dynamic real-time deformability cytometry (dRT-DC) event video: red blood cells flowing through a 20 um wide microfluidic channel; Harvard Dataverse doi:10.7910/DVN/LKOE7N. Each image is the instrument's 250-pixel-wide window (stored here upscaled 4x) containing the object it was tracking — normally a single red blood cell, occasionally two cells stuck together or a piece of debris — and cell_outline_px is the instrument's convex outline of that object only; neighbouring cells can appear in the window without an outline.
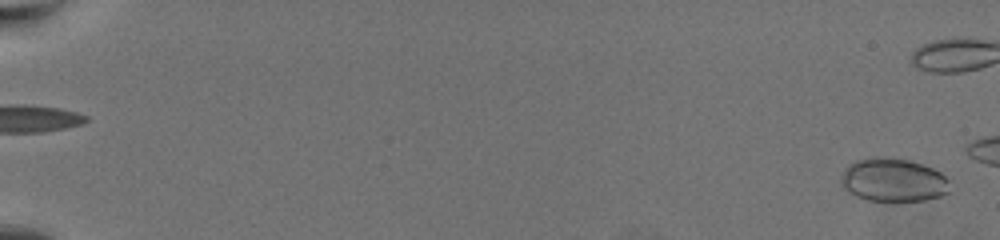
{"species": "common noctule bat (a hibernating species)", "species_latin": "Nyctalus noctula", "temperature_condition": "warm", "stored_images_in_passage": 21, "camera_frame_rate_fps": 3000, "um_per_image_px": 0.085, "animal": {"sex": "female", "body_mass_g": 19.5, "forearm_length_mm": 54.1}, "frame": {"image": 1, "passage_image": 1, "time_ms": 0.0, "image_size_px": [1000, 240], "cell_outline_px": [[948, 192], [940, 196], [924, 200], [868, 200], [856, 196], [848, 192], [840, 184], [840, 180], [844, 172], [856, 160], [908, 160], [932, 168], [940, 172], [948, 180]], "centroid_in_image_um": [75.94, 15.35], "position_along_channel_um": 9.1, "area_um2": 26.24}}